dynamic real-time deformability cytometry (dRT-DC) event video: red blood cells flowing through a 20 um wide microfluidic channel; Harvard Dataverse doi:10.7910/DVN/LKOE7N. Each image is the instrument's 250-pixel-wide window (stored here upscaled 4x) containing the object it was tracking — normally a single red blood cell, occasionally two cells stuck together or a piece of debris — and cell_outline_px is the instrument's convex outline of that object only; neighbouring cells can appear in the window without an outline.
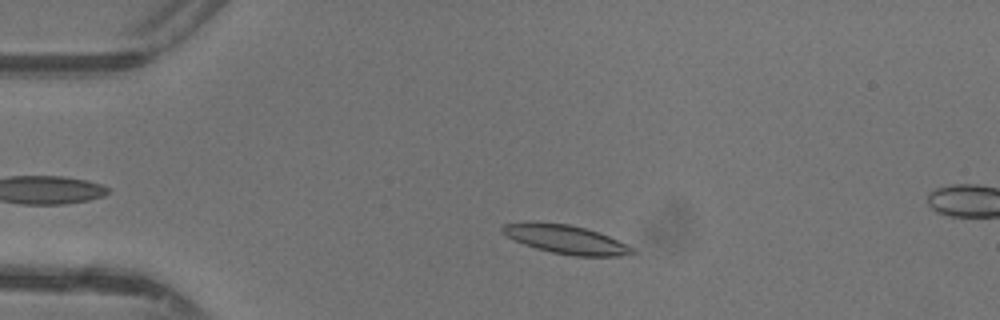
{"species": "common noctule bat (a hibernating species)", "species_latin": "Nyctalus noctula", "temperature_condition": "warm", "stored_images_in_passage": 13, "camera_frame_rate_fps": 3000, "um_per_image_px": 0.085, "animal": {"sex": "female"}, "frame": {"image": 1, "passage_image": 8, "time_ms": 2.333, "image_size_px": [1000, 320], "cell_outline_px": [[636, 252], [632, 256], [576, 256], [552, 252], [536, 248], [524, 244], [500, 232], [500, 228], [504, 224], [568, 224], [584, 228], [608, 236], [632, 248]], "centroid_in_image_um": [48.17, 20.39], "position_along_channel_um": 36.8, "area_um2": 20.81}}